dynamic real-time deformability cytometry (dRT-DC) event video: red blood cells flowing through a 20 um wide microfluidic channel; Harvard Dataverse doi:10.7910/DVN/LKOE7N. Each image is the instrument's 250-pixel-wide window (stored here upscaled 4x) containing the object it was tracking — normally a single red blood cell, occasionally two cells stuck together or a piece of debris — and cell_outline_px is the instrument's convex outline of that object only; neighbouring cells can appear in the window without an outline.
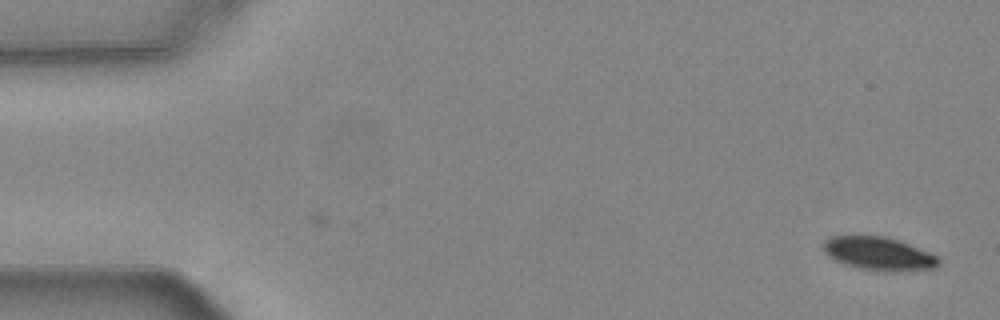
{"species": "common noctule bat (a hibernating species)", "species_latin": "Nyctalus noctula", "temperature_condition": "warm", "stored_images_in_passage": 54, "camera_frame_rate_fps": 3000, "um_per_image_px": 0.085, "animal": {"sex": "female", "body_mass_g": 24.6, "forearm_length_mm": 56.2}, "frame": {"image": 1, "passage_image": 1, "time_ms": 0.0, "image_size_px": [1000, 320], "cell_outline_px": [[940, 264], [936, 268], [860, 268], [836, 260], [828, 256], [824, 252], [824, 240], [832, 236], [884, 236], [908, 244], [940, 256]], "centroid_in_image_um": [74.67, 21.5], "position_along_channel_um": 10.3, "area_um2": 21.04}}
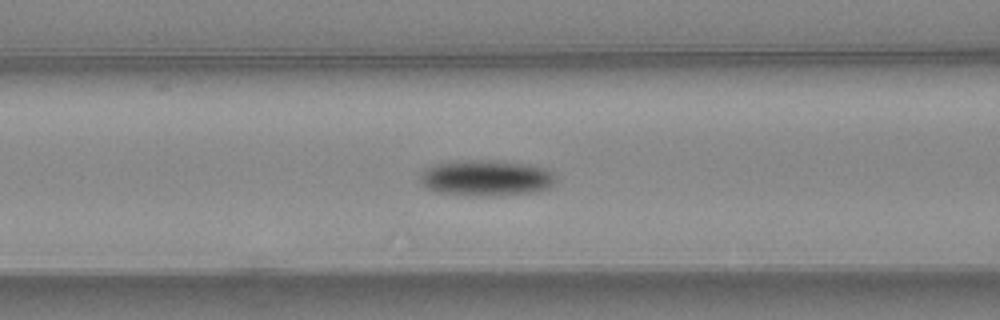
{"frame": {"image": 2, "passage_image": 21, "time_ms": 6.667, "image_size_px": [1000, 320], "cell_outline_px": [[556, 180], [548, 188], [536, 192], [492, 196], [468, 196], [436, 192], [428, 188], [420, 180], [420, 172], [424, 168], [432, 164], [464, 160], [492, 160], [528, 164], [544, 168], [552, 172], [556, 176]], "centroid_in_image_um": [41.3, 15.13], "position_along_channel_um": 125.3, "area_um2": 28.73}}
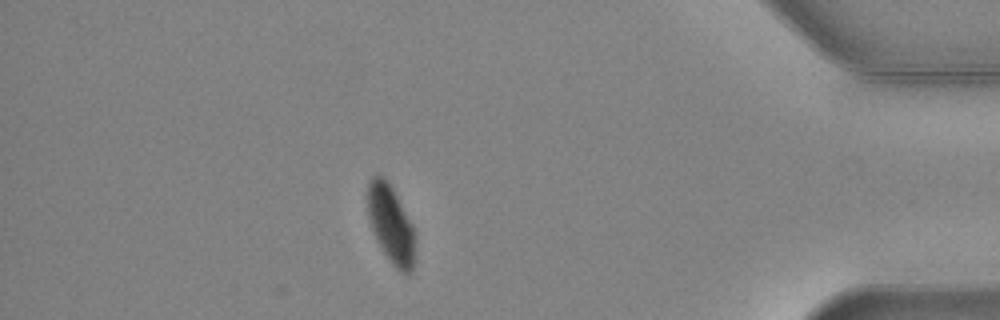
{"frame": {"image": 3, "passage_image": 47, "time_ms": 15.333, "image_size_px": [1000, 320], "cell_outline_px": [[416, 240], [412, 272], [400, 272], [388, 260], [372, 228], [368, 216], [368, 184], [372, 176], [380, 176], [392, 188], [412, 224], [416, 232]], "centroid_in_image_um": [33.26, 19.11], "position_along_channel_um": 401.9, "area_um2": 21.15}, "authors_computed_cell_mechanics": {"area_um2": 24.9696, "velocity_mm_per_s": 3.7117, "shape_relaxation_time_tau1_ms": 2.8264, "shape_relaxation_time_tau2_ms": null, "deformation_change_tau1": 0.112, "deformation_change_tau2": null}}